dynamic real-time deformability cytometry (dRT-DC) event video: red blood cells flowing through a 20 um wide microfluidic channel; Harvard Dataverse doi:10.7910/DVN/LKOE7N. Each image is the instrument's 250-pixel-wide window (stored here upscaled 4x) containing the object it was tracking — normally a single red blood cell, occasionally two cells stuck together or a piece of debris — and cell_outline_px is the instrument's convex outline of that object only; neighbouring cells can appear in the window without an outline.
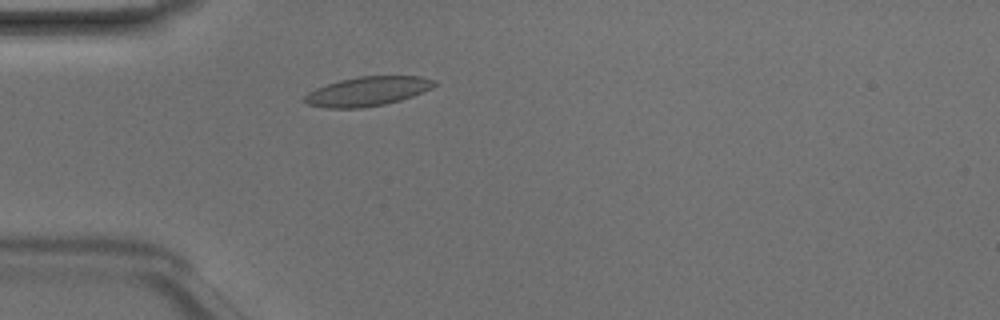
{"species": "Egyptian fruit bat (a non-hibernating species)", "species_latin": "Rousettus aegyptiacus", "temperature_condition": "room temperature", "stored_images_in_passage": 43, "camera_frame_rate_fps": 3000, "um_per_image_px": 0.085, "animal": {"sex": "male"}, "frame": {"image": 1, "passage_image": 9, "time_ms": 2.667, "image_size_px": [1000, 320], "cell_outline_px": [[436, 84], [432, 88], [412, 96], [400, 100], [384, 104], [360, 108], [324, 108], [308, 104], [300, 100], [308, 92], [316, 88], [340, 80], [360, 76], [420, 76], [436, 80]], "centroid_in_image_um": [31.21, 7.76], "position_along_channel_um": 53.8, "area_um2": 22.14}}
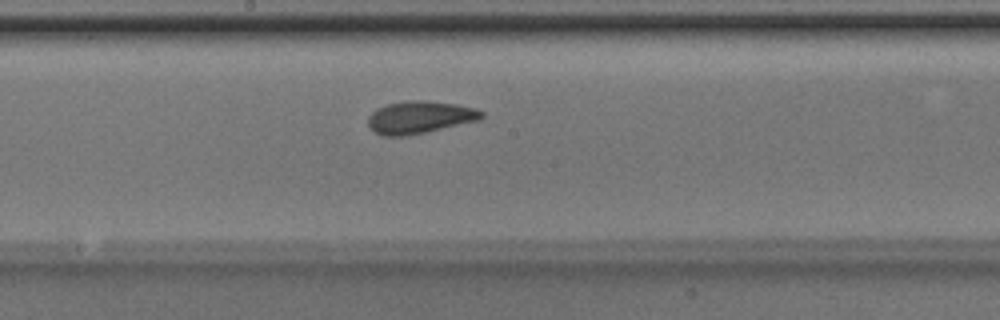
{"frame": {"image": 2, "passage_image": 21, "time_ms": 6.667, "image_size_px": [1000, 320], "cell_outline_px": [[484, 116], [480, 120], [424, 132], [404, 136], [380, 136], [372, 132], [368, 128], [368, 116], [376, 108], [388, 104], [412, 100], [424, 100], [456, 104], [476, 108], [484, 112]], "centroid_in_image_um": [35.64, 9.97], "position_along_channel_um": 212.6, "area_um2": 21.56}}
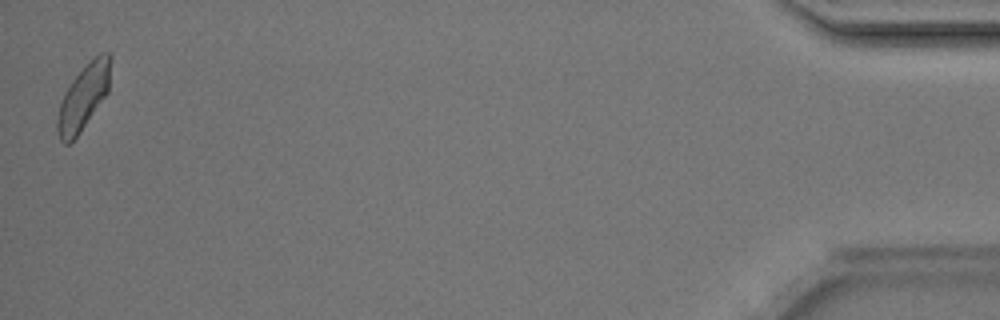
{"frame": {"image": 3, "passage_image": 43, "time_ms": 14.0, "image_size_px": [1000, 320], "cell_outline_px": [[112, 56], [108, 92], [80, 132], [68, 144], [64, 144], [60, 140], [56, 128], [56, 120], [60, 104], [64, 92], [72, 80], [100, 52], [108, 52]], "centroid_in_image_um": [7.09, 8.26], "position_along_channel_um": 428.1, "area_um2": 19.94}, "authors_computed_cell_mechanics": {"area_um2": 20.6924, "velocity_mm_per_s": 4.1778, "shape_relaxation_time_tau1_ms": 3.0054, "shape_relaxation_time_tau2_ms": 3.2027, "deformation_change_tau1": 0.1039, "deformation_change_tau2": 0.0585}}